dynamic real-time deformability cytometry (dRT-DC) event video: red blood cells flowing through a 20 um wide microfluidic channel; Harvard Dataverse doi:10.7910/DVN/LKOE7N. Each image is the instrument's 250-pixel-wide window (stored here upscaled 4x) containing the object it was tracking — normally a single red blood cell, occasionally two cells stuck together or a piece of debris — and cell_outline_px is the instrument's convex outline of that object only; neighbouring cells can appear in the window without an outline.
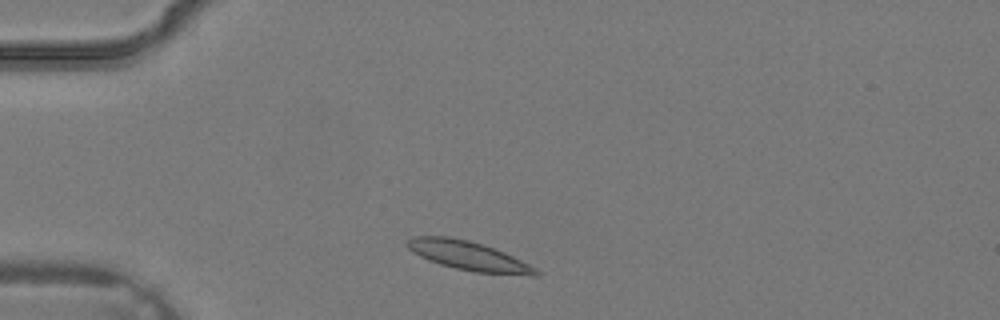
{"species": "common noctule bat (a hibernating species)", "species_latin": "Nyctalus noctula", "temperature_condition": "warm", "stored_images_in_passage": 2, "camera_frame_rate_fps": 3000, "um_per_image_px": 0.085, "animal": {"sex": "male", "body_mass_g": 19.2, "forearm_length_mm": 51.8}, "frame": {"image": 1, "passage_image": 1, "time_ms": 0.0, "image_size_px": [1000, 320], "cell_outline_px": [[540, 272], [536, 276], [476, 272], [456, 268], [440, 264], [428, 260], [412, 252], [408, 248], [408, 240], [412, 236], [448, 236], [468, 240], [484, 244], [504, 252], [536, 268]], "centroid_in_image_um": [39.82, 21.74], "position_along_channel_um": 45.2, "area_um2": 21.62}}